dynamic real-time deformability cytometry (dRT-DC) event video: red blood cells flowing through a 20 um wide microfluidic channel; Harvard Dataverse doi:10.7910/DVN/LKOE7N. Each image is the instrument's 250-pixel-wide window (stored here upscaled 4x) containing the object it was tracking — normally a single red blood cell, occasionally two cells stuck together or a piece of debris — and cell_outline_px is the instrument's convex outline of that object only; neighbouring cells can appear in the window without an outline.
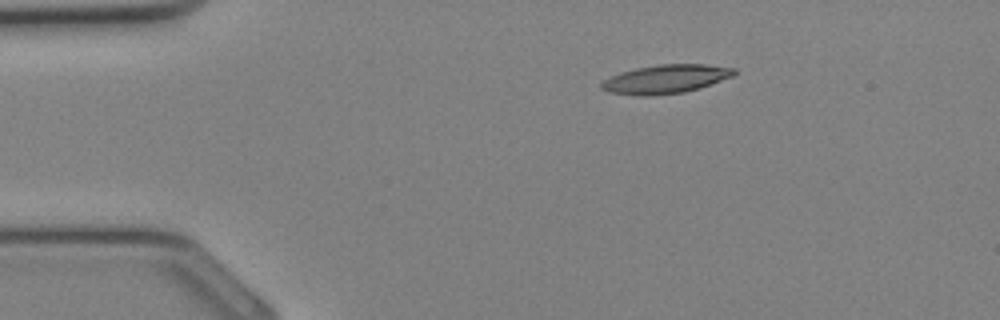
{"species": "Egyptian fruit bat (a non-hibernating species)", "species_latin": "Rousettus aegyptiacus", "temperature_condition": "cold", "stored_images_in_passage": 29, "camera_frame_rate_fps": 3000, "um_per_image_px": 0.085, "animal": {"sex": "female"}, "frame": {"image": 1, "passage_image": 1, "time_ms": 0.0, "image_size_px": [1000, 320], "cell_outline_px": [[736, 72], [732, 76], [700, 88], [684, 92], [648, 96], [640, 96], [612, 92], [600, 88], [600, 84], [604, 80], [620, 72], [636, 68], [660, 64], [704, 64], [736, 68]], "centroid_in_image_um": [56.59, 6.71], "position_along_channel_um": 28.4, "area_um2": 22.02}}
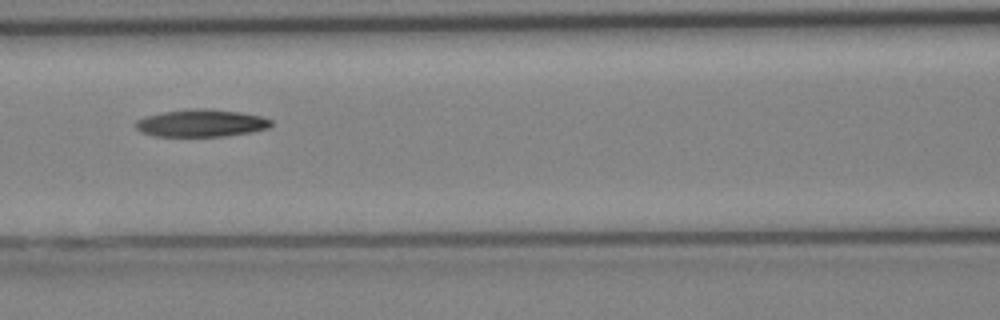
{"frame": {"image": 2, "passage_image": 10, "time_ms": 3.0, "image_size_px": [1000, 320], "cell_outline_px": [[272, 124], [268, 128], [252, 132], [228, 136], [152, 136], [140, 132], [136, 128], [136, 120], [148, 116], [164, 112], [192, 108], [204, 108], [240, 112], [260, 116], [272, 120]], "centroid_in_image_um": [17.11, 10.47], "position_along_channel_um": 149.5, "area_um2": 21.62}}
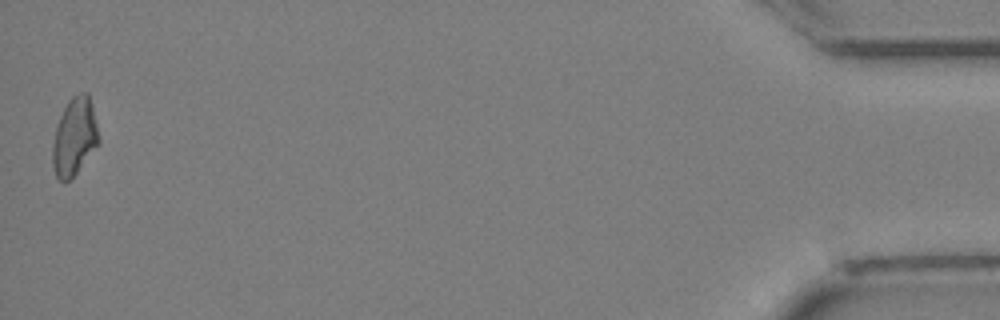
{"frame": {"image": 3, "passage_image": 29, "time_ms": 9.333, "image_size_px": [1000, 320], "cell_outline_px": [[100, 144], [76, 172], [68, 180], [60, 180], [56, 176], [52, 164], [52, 144], [56, 128], [60, 116], [68, 100], [72, 96], [80, 92], [88, 92], [100, 140]], "centroid_in_image_um": [6.33, 11.61], "position_along_channel_um": 428.9, "area_um2": 20.69}}